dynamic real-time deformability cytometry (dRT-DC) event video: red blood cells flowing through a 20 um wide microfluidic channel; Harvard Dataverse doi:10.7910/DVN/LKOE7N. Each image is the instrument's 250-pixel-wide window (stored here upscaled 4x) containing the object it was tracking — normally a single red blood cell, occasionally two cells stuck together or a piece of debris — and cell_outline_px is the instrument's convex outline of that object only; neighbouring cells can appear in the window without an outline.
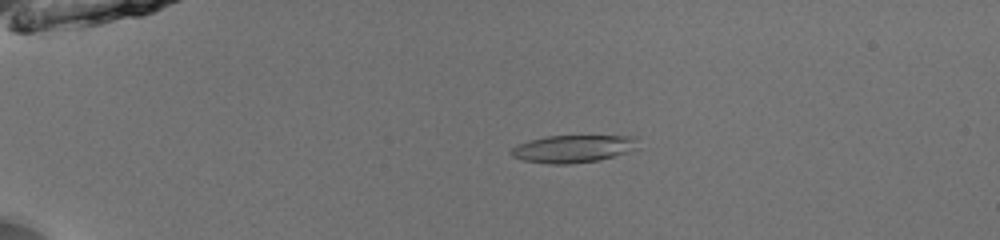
{"species": "common noctule bat (a hibernating species)", "species_latin": "Nyctalus noctula", "temperature_condition": "room temperature", "stored_images_in_passage": 52, "camera_frame_rate_fps": 3000, "um_per_image_px": 0.085, "animal": {"sex": "male", "body_mass_g": 13.0, "forearm_length_mm": 53.1}, "frame": {"image": 1, "passage_image": 13, "time_ms": 4.0, "image_size_px": [1000, 240], "cell_outline_px": [[636, 148], [628, 152], [600, 160], [568, 164], [548, 164], [524, 160], [512, 156], [508, 152], [512, 148], [520, 144], [532, 140], [548, 136], [636, 136]], "centroid_in_image_um": [48.71, 12.65], "position_along_channel_um": 36.3, "area_um2": 20.11}}
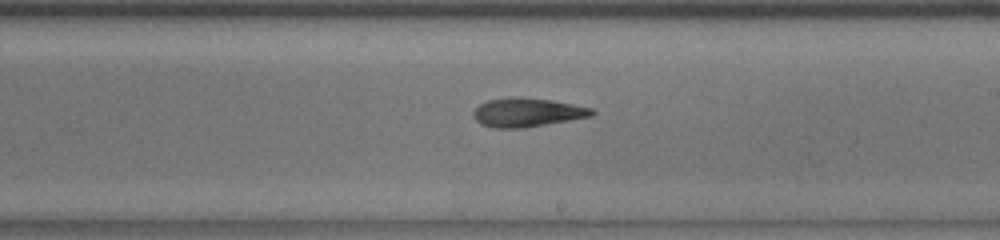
{"frame": {"image": 2, "passage_image": 33, "time_ms": 10.667, "image_size_px": [1000, 240], "cell_outline_px": [[596, 112], [592, 116], [524, 128], [492, 128], [480, 124], [472, 116], [472, 112], [480, 104], [488, 100], [508, 96], [520, 96], [552, 100], [592, 108]], "centroid_in_image_um": [44.77, 9.55], "position_along_channel_um": 244.2, "area_um2": 20.17}}
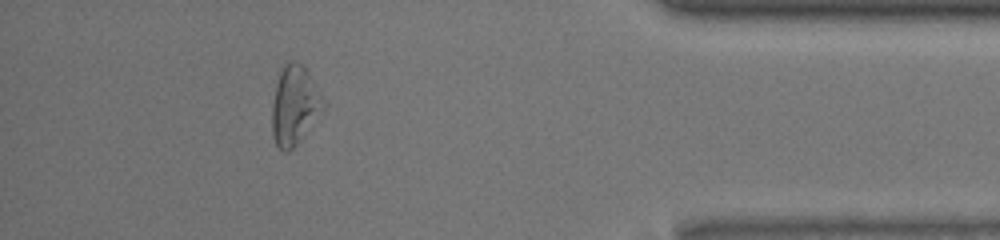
{"frame": {"image": 3, "passage_image": 48, "time_ms": 15.667, "image_size_px": [1000, 240], "cell_outline_px": [[328, 104], [324, 112], [296, 144], [288, 152], [284, 152], [276, 144], [272, 136], [272, 104], [276, 84], [280, 68], [288, 60], [296, 60], [308, 72], [316, 84]], "centroid_in_image_um": [25.07, 8.93], "position_along_channel_um": 410.1, "area_um2": 24.1}, "authors_computed_cell_mechanics": {"area_um2": 20.8658, "velocity_mm_per_s": 3.9667, "shape_relaxation_time_tau1_ms": null, "shape_relaxation_time_tau2_ms": 7.0364, "deformation_change_tau1": null, "deformation_change_tau2": 0.1996}}